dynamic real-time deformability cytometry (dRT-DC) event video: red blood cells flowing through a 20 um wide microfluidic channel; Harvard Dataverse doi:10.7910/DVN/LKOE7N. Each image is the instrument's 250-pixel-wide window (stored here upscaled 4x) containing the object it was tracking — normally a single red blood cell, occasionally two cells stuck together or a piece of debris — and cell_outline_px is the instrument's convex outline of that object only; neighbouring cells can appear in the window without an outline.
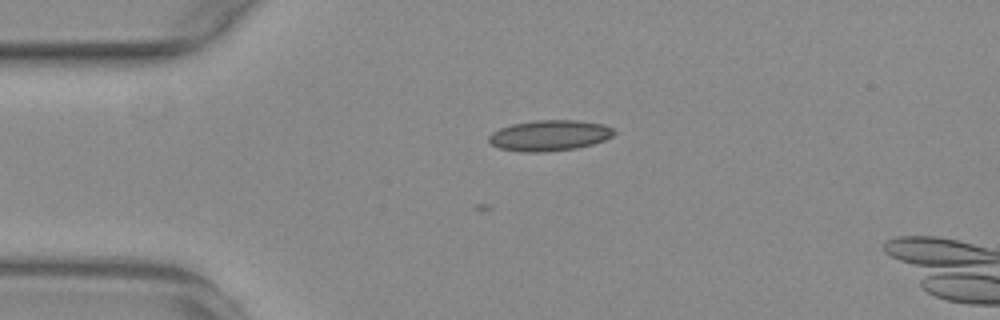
{"species": "common noctule bat (a hibernating species)", "species_latin": "Nyctalus noctula", "temperature_condition": "warm", "stored_images_in_passage": 4, "camera_frame_rate_fps": 3000, "um_per_image_px": 0.085, "animal": {"sex": "female", "body_mass_g": 29.2, "forearm_length_mm": 56.3}, "frame": {"image": 1, "passage_image": 1, "time_ms": 0.0, "image_size_px": [1000, 320], "cell_outline_px": [[616, 132], [612, 136], [604, 140], [592, 144], [576, 148], [544, 152], [520, 152], [500, 148], [492, 144], [488, 140], [488, 136], [492, 132], [500, 128], [512, 124], [536, 120], [576, 120], [604, 124], [612, 128]], "centroid_in_image_um": [46.7, 11.51], "position_along_channel_um": 38.3, "area_um2": 22.43}}